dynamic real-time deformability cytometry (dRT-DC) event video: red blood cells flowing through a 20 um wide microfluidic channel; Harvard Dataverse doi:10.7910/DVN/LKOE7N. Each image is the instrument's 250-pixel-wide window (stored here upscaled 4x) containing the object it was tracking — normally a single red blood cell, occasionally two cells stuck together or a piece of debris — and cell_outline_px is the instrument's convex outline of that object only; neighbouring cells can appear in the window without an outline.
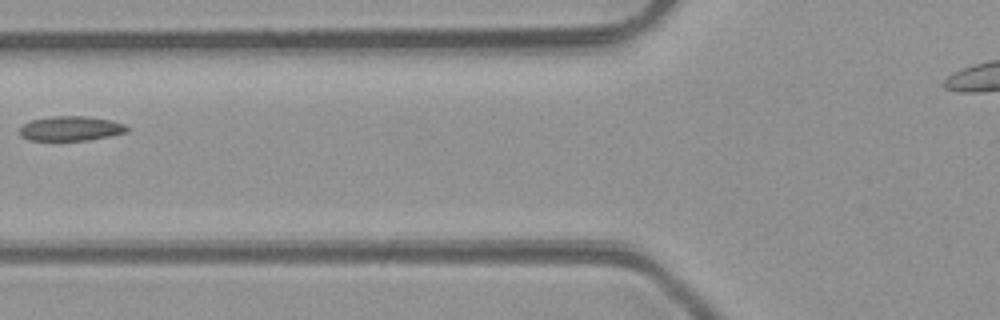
{"species": "common noctule bat (a hibernating species)", "species_latin": "Nyctalus noctula", "temperature_condition": "room temperature", "stored_images_in_passage": 2, "camera_frame_rate_fps": 3000, "um_per_image_px": 0.085, "animal": {"sex": "male", "body_mass_g": 23.1, "forearm_length_mm": 52.7}, "frame": {"image": 1, "passage_image": 2, "time_ms": 1.333, "image_size_px": [1000, 320], "cell_outline_px": [[128, 132], [88, 140], [28, 140], [20, 136], [20, 128], [24, 124], [32, 120], [48, 116], [88, 116], [112, 120], [124, 124], [128, 128]], "centroid_in_image_um": [6.01, 10.91], "position_along_channel_um": 119.8, "area_um2": 15.43}}